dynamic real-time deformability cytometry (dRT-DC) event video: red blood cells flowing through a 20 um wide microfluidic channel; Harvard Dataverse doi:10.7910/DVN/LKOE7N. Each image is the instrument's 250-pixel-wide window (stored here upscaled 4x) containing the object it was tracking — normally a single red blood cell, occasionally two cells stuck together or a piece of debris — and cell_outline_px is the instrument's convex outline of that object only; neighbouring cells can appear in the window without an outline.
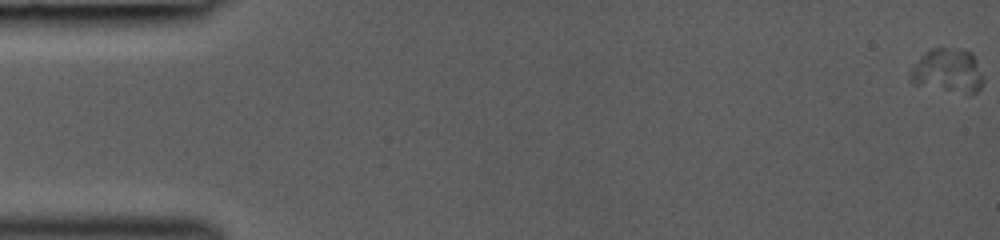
{"species": "common noctule bat (a hibernating species)", "species_latin": "Nyctalus noctula", "temperature_condition": "room temperature", "stored_images_in_passage": 60, "camera_frame_rate_fps": 3000, "um_per_image_px": 0.085, "animal": {"sex": "female", "body_mass_g": 19.0, "forearm_length_mm": 53.3}, "frame": {"image": 1, "passage_image": 1, "time_ms": 0.0, "image_size_px": [1000, 240], "cell_outline_px": [[984, 84], [976, 92], [968, 92], [912, 84], [908, 80], [912, 68], [920, 56], [928, 48], [960, 48], [972, 52], [976, 60], [984, 80]], "centroid_in_image_um": [80.55, 5.96], "position_along_channel_um": 4.5, "area_um2": 18.55}}
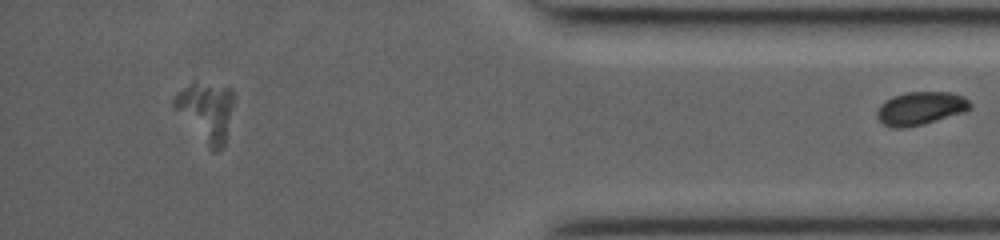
{"frame": {"image": 2, "passage_image": 60, "time_ms": 14.0, "image_size_px": [1000, 240], "cell_outline_px": [[972, 108], [968, 112], [924, 124], [904, 128], [892, 128], [884, 124], [876, 116], [876, 112], [880, 104], [896, 96], [908, 92], [952, 92], [964, 96], [972, 104]], "centroid_in_image_um": [78.32, 9.22], "position_along_channel_um": 356.9, "area_um2": 18.21}}